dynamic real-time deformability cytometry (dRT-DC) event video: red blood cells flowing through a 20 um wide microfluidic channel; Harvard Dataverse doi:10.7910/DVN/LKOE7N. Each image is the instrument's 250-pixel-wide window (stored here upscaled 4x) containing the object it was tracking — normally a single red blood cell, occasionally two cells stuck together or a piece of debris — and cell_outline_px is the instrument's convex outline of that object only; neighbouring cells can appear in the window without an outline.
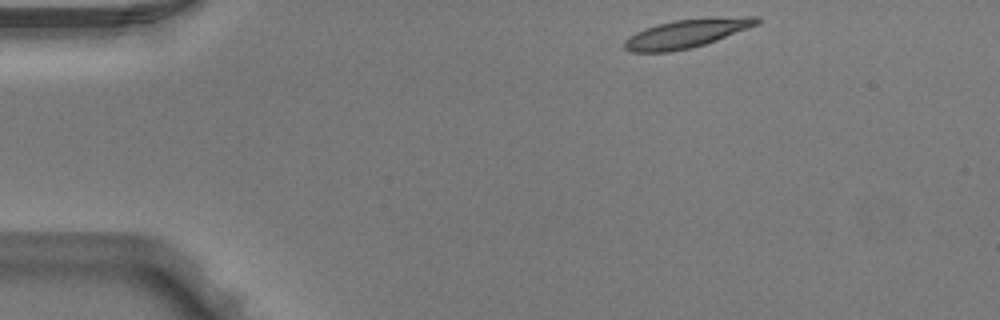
{"species": "Egyptian fruit bat (a non-hibernating species)", "species_latin": "Rousettus aegyptiacus", "temperature_condition": "warm", "stored_images_in_passage": 4, "camera_frame_rate_fps": 3000, "um_per_image_px": 0.085, "animal": {"sex": "male"}, "frame": {"image": 1, "passage_image": 1, "time_ms": 0.0, "image_size_px": [1000, 320], "cell_outline_px": [[760, 20], [756, 24], [748, 28], [716, 40], [704, 44], [688, 48], [668, 52], [632, 52], [624, 48], [624, 40], [628, 36], [644, 28], [656, 24], [676, 20], [744, 16], [756, 16]], "centroid_in_image_um": [58.3, 2.85], "position_along_channel_um": 26.7, "area_um2": 21.62}}
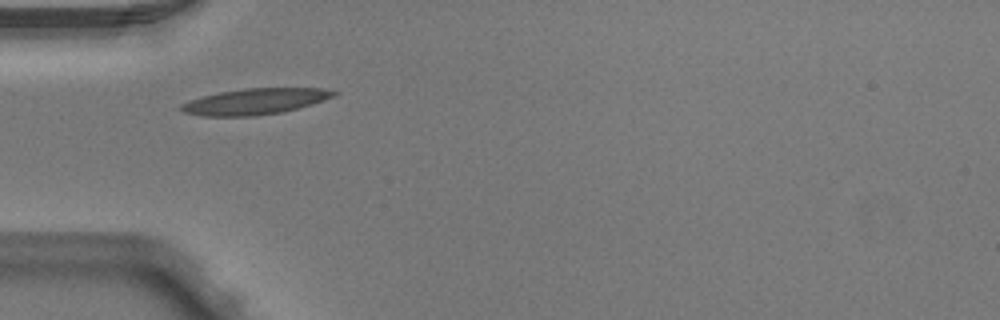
{"frame": {"image": 2, "passage_image": 3, "time_ms": 0.667, "image_size_px": [1000, 320], "cell_outline_px": [[340, 92], [332, 96], [296, 108], [280, 112], [252, 116], [204, 116], [184, 112], [180, 108], [180, 104], [204, 96], [220, 92], [244, 88], [320, 88]], "centroid_in_image_um": [21.63, 8.62], "position_along_channel_um": 63.4, "area_um2": 22.48}}
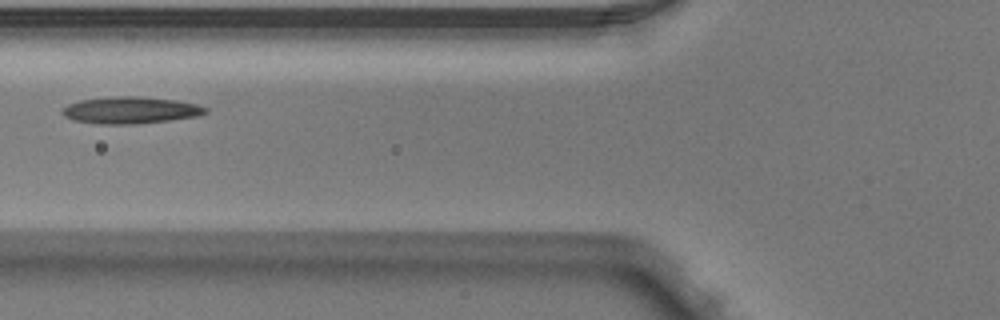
{"frame": {"image": 3, "passage_image": 4, "time_ms": 1.0, "image_size_px": [1000, 320], "cell_outline_px": [[208, 112], [200, 116], [172, 120], [136, 124], [100, 124], [72, 120], [64, 116], [60, 112], [68, 104], [80, 100], [116, 96], [136, 96], [176, 100], [196, 104], [208, 108]], "centroid_in_image_um": [11.11, 9.37], "position_along_channel_um": 114.7, "area_um2": 22.54}}